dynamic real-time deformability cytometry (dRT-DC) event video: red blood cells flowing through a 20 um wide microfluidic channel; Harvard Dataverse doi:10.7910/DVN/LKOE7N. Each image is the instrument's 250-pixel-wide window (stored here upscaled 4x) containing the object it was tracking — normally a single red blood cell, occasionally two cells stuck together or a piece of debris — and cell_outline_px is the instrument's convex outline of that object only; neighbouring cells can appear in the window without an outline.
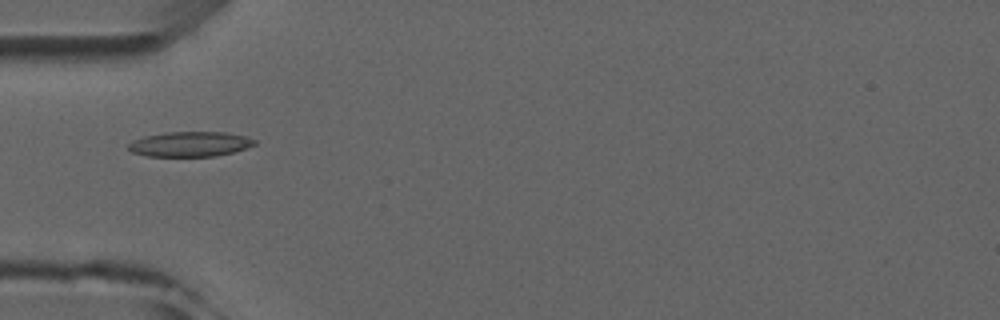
{"species": "common noctule bat (a hibernating species)", "species_latin": "Nyctalus noctula", "temperature_condition": "room temperature", "stored_images_in_passage": 5, "camera_frame_rate_fps": 3000, "um_per_image_px": 0.085, "animal": {"sex": "male", "forearm_length_mm": 52.5}, "frame": {"image": 1, "passage_image": 4, "time_ms": 4.333, "image_size_px": [1000, 320], "cell_outline_px": [[256, 144], [232, 152], [216, 156], [144, 156], [132, 152], [128, 148], [128, 144], [132, 140], [144, 136], [168, 132], [224, 132], [244, 136], [256, 140]], "centroid_in_image_um": [16.11, 12.25], "position_along_channel_um": 68.9, "area_um2": 18.26}}
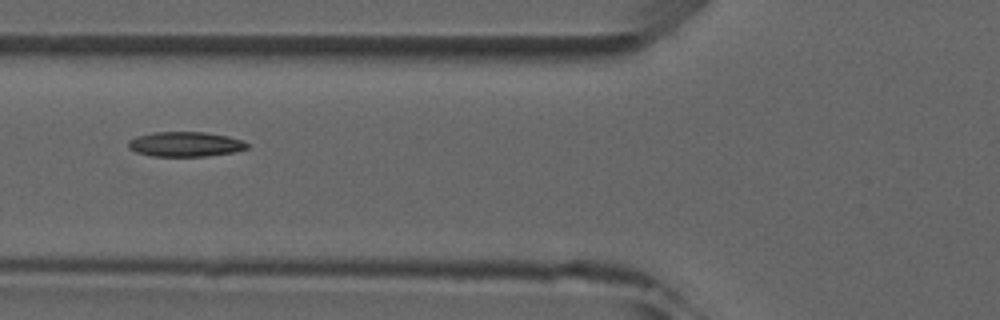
{"frame": {"image": 2, "passage_image": 5, "time_ms": 5.333, "image_size_px": [1000, 320], "cell_outline_px": [[248, 148], [232, 152], [204, 156], [152, 156], [136, 152], [128, 148], [128, 140], [136, 136], [152, 132], [204, 132], [228, 136], [240, 140], [248, 144]], "centroid_in_image_um": [15.69, 12.25], "position_along_channel_um": 110.1, "area_um2": 17.11}}